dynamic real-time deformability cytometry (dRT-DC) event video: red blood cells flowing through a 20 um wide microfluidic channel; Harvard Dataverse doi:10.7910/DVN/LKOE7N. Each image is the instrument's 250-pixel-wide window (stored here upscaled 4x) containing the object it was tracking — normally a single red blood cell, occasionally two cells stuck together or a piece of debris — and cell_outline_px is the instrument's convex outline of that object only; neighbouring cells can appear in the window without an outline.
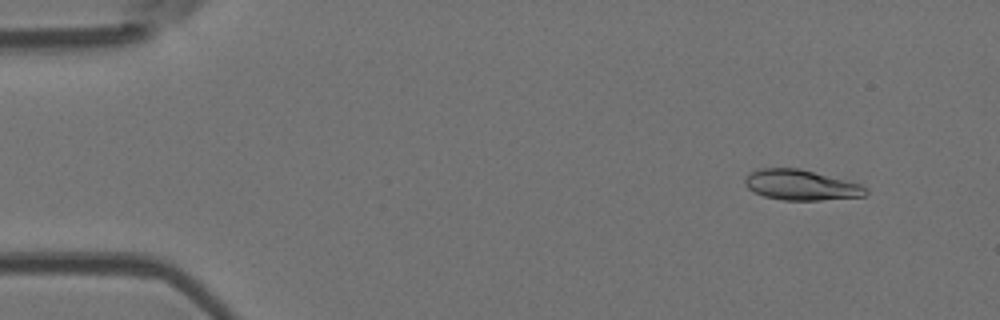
{"species": "Egyptian fruit bat (a non-hibernating species)", "species_latin": "Rousettus aegyptiacus", "temperature_condition": "room temperature", "stored_images_in_passage": 52, "camera_frame_rate_fps": 3000, "um_per_image_px": 0.085, "animal": {"sex": "female"}, "frame": {"image": 1, "passage_image": 5, "time_ms": 1.333, "image_size_px": [1000, 320], "cell_outline_px": [[868, 192], [864, 196], [820, 200], [784, 200], [764, 196], [752, 192], [744, 184], [744, 180], [752, 172], [760, 168], [800, 168], [860, 184], [868, 188]], "centroid_in_image_um": [68.08, 15.73], "position_along_channel_um": 16.9, "area_um2": 21.27}}
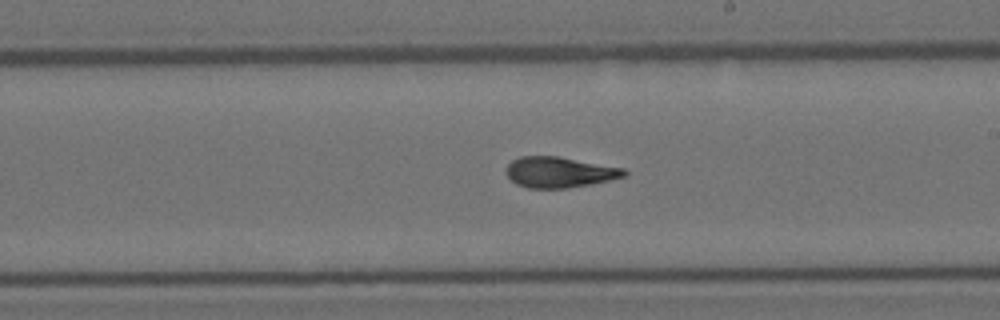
{"frame": {"image": 2, "passage_image": 30, "time_ms": 9.667, "image_size_px": [1000, 320], "cell_outline_px": [[628, 172], [624, 176], [592, 184], [568, 188], [528, 188], [516, 184], [504, 172], [508, 164], [512, 160], [520, 156], [556, 156], [624, 168]], "centroid_in_image_um": [47.51, 14.64], "position_along_channel_um": 241.5, "area_um2": 21.04}}
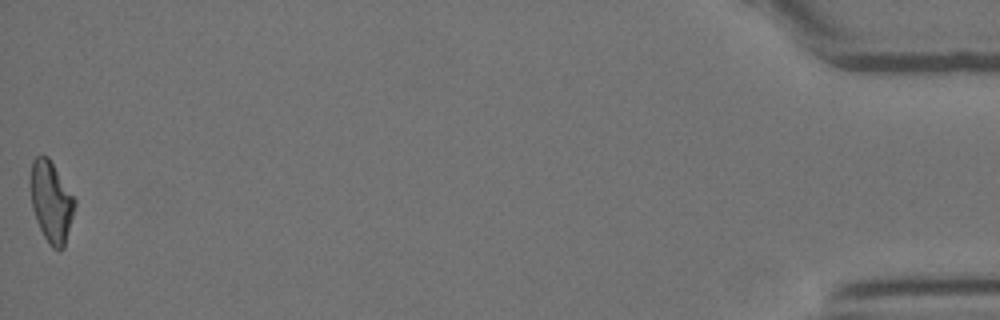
{"frame": {"image": 3, "passage_image": 52, "time_ms": 17.0, "image_size_px": [1000, 320], "cell_outline_px": [[76, 204], [64, 248], [60, 252], [52, 248], [48, 244], [36, 220], [32, 208], [32, 160], [36, 156], [48, 156], [76, 200]], "centroid_in_image_um": [4.38, 17.21], "position_along_channel_um": 430.8, "area_um2": 20.58}, "authors_computed_cell_mechanics": {"area_um2": 21.2704, "velocity_mm_per_s": 3.9015, "shape_relaxation_time_tau1_ms": 4.1658, "shape_relaxation_time_tau2_ms": 1.9311, "deformation_change_tau1": 0.1839, "deformation_change_tau2": 0.1001}}